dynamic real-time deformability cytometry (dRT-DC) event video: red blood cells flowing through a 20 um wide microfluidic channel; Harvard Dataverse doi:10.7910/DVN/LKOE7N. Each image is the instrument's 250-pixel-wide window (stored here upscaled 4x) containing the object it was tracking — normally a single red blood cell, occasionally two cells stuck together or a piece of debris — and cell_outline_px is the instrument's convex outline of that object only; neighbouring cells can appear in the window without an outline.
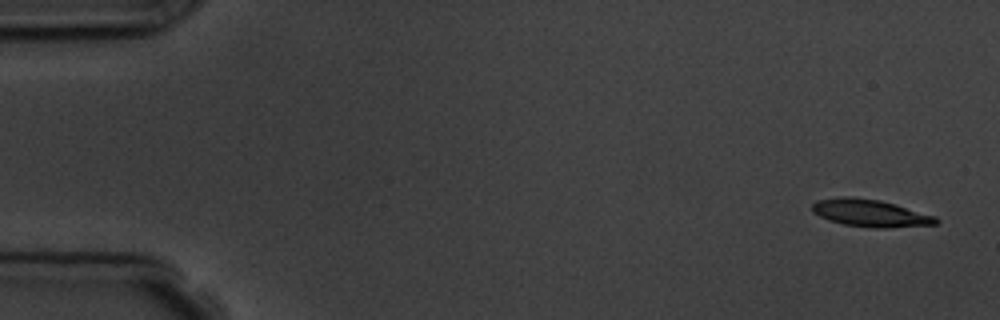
{"species": "common noctule bat (a hibernating species)", "species_latin": "Nyctalus noctula", "temperature_condition": "room temperature", "stored_images_in_passage": 4, "camera_frame_rate_fps": 3000, "um_per_image_px": 0.085, "animal": {"sex": "male", "body_mass_g": 19.5, "forearm_length_mm": 54.6}, "frame": {"image": 1, "passage_image": 1, "time_ms": 0.0, "image_size_px": [1000, 320], "cell_outline_px": [[940, 220], [936, 224], [884, 228], [872, 228], [844, 224], [828, 220], [812, 212], [812, 204], [816, 200], [844, 196], [852, 196], [880, 200], [936, 216]], "centroid_in_image_um": [73.95, 18.11], "position_along_channel_um": 11.0, "area_um2": 19.71}}
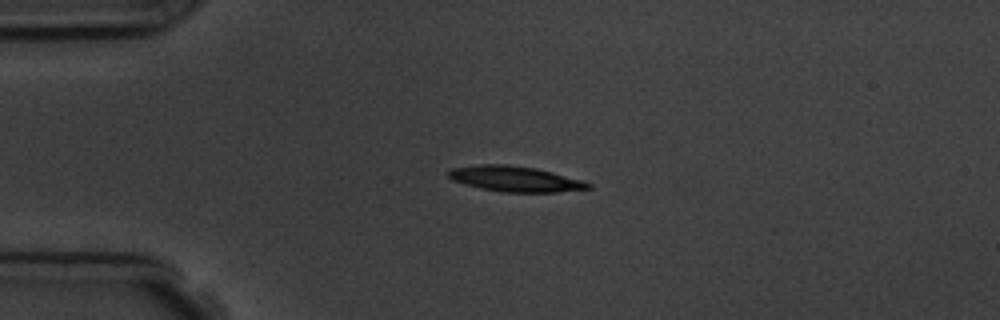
{"frame": {"image": 2, "passage_image": 4, "time_ms": 3.667, "image_size_px": [1000, 320], "cell_outline_px": [[592, 188], [556, 192], [500, 192], [480, 188], [464, 184], [452, 180], [448, 176], [448, 172], [452, 168], [480, 164], [504, 164], [536, 168], [584, 180], [592, 184]], "centroid_in_image_um": [43.8, 15.21], "position_along_channel_um": 41.2, "area_um2": 20.81}}